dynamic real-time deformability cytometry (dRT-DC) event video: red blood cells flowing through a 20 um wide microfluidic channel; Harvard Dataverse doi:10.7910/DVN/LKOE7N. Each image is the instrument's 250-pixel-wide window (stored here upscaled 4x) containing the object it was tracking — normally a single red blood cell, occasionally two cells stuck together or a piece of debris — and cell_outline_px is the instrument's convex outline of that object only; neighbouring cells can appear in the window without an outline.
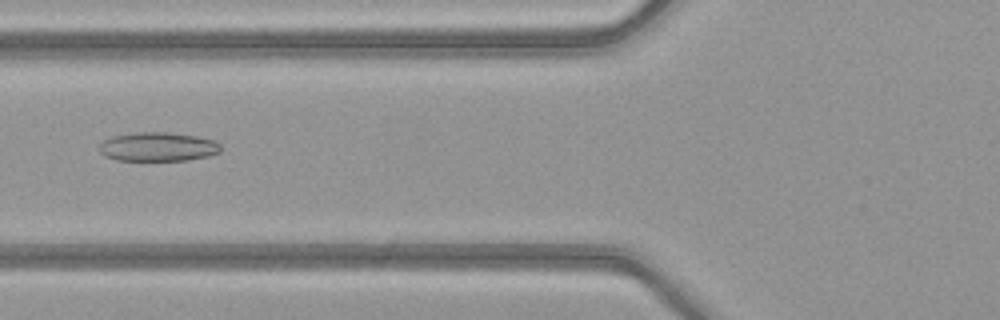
{"species": "common noctule bat (a hibernating species)", "species_latin": "Nyctalus noctula", "temperature_condition": "warm", "stored_images_in_passage": 49, "camera_frame_rate_fps": 3000, "um_per_image_px": 0.085, "animal": {"sex": "female", "body_mass_g": 21.9}, "frame": {"image": 1, "passage_image": 21, "time_ms": 6.667, "image_size_px": [1000, 320], "cell_outline_px": [[220, 152], [208, 156], [188, 160], [116, 160], [104, 156], [100, 152], [100, 144], [104, 140], [112, 136], [136, 132], [164, 132], [196, 136], [216, 140], [220, 144]], "centroid_in_image_um": [13.43, 12.47], "position_along_channel_um": 112.4, "area_um2": 20.52}}
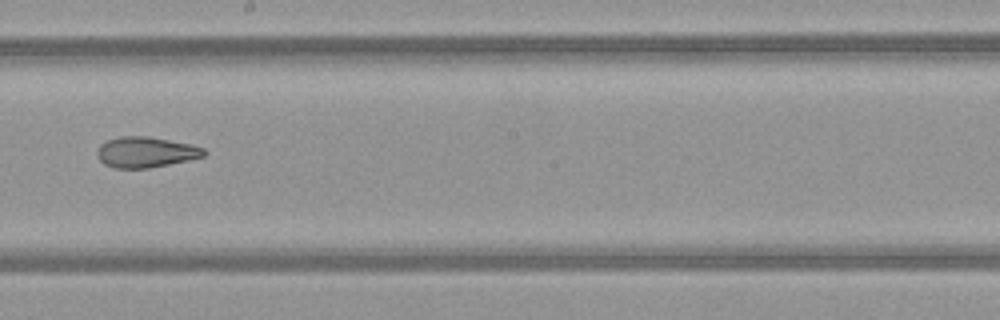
{"frame": {"image": 2, "passage_image": 30, "time_ms": 9.667, "image_size_px": [1000, 320], "cell_outline_px": [[208, 152], [204, 156], [188, 160], [148, 168], [116, 168], [104, 164], [96, 156], [96, 152], [100, 144], [108, 140], [120, 136], [148, 136], [192, 144], [204, 148]], "centroid_in_image_um": [12.39, 12.92], "position_along_channel_um": 235.8, "area_um2": 19.13}}
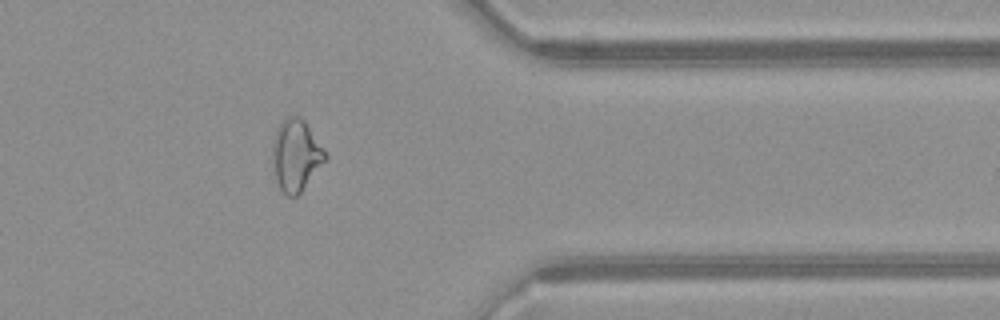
{"frame": {"image": 3, "passage_image": 42, "time_ms": 13.667, "image_size_px": [1000, 320], "cell_outline_px": [[328, 160], [300, 192], [296, 196], [288, 196], [280, 188], [276, 180], [272, 156], [272, 140], [276, 128], [280, 120], [288, 116], [300, 116], [304, 120], [328, 156]], "centroid_in_image_um": [25.15, 13.17], "position_along_channel_um": 386.3, "area_um2": 22.14}, "authors_computed_cell_mechanics": {"area_um2": 22.5998, "velocity_mm_per_s": 4.0968, "shape_relaxation_time_tau1_ms": null, "shape_relaxation_time_tau2_ms": 2.0013, "deformation_change_tau1": null, "deformation_change_tau2": 0.097}}